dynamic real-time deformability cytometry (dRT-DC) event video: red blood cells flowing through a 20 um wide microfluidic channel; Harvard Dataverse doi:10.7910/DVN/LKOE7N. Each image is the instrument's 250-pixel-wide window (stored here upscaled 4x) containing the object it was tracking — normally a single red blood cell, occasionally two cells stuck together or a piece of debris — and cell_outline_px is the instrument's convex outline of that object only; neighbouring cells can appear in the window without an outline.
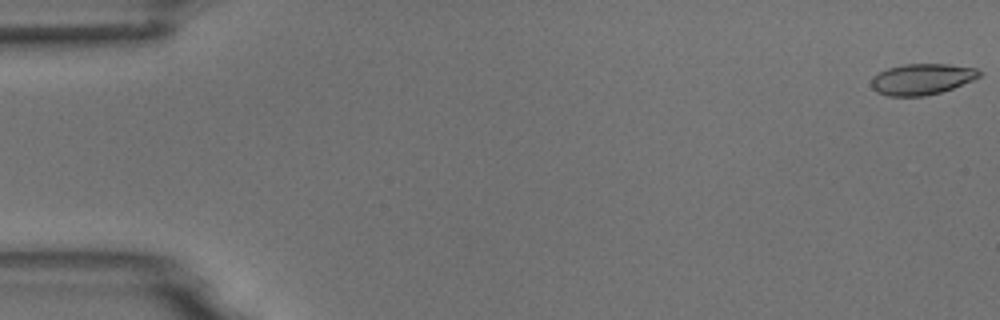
{"species": "common noctule bat (a hibernating species)", "species_latin": "Nyctalus noctula", "temperature_condition": "room temperature", "stored_images_in_passage": 47, "camera_frame_rate_fps": 3000, "um_per_image_px": 0.085, "animal": {"sex": "male", "body_mass_g": 18.8}, "frame": {"image": 1, "passage_image": 1, "time_ms": 0.0, "image_size_px": [1000, 320], "cell_outline_px": [[980, 76], [972, 80], [952, 88], [940, 92], [924, 96], [888, 96], [876, 92], [872, 88], [872, 76], [888, 68], [904, 64], [948, 64], [976, 68], [980, 72]], "centroid_in_image_um": [78.33, 6.73], "position_along_channel_um": 6.7, "area_um2": 19.36}}
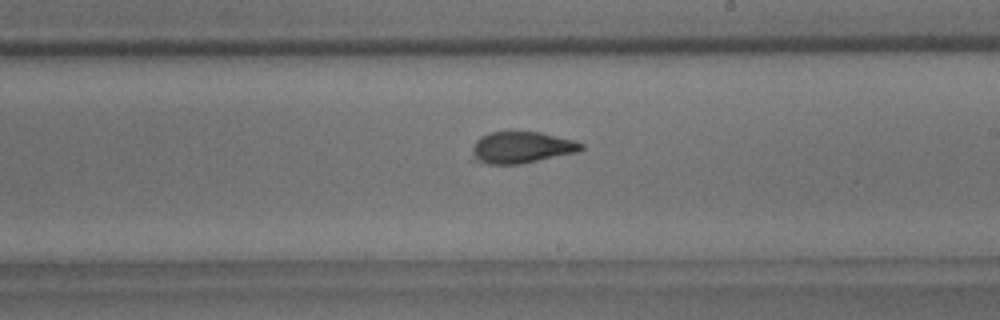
{"frame": {"image": 2, "passage_image": 32, "time_ms": 10.333, "image_size_px": [1000, 320], "cell_outline_px": [[584, 148], [580, 152], [520, 164], [488, 164], [468, 160], [472, 148], [476, 140], [480, 136], [488, 132], [540, 132], [576, 140], [584, 144]], "centroid_in_image_um": [44.3, 12.54], "position_along_channel_um": 244.7, "area_um2": 20.63}}
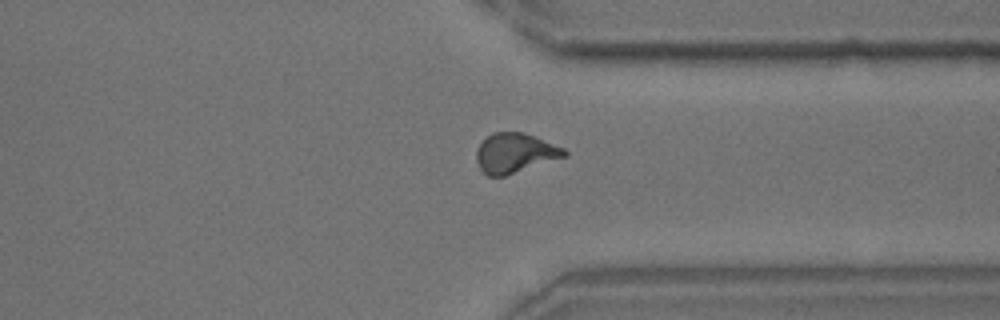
{"frame": {"image": 3, "passage_image": 42, "time_ms": 13.667, "image_size_px": [1000, 320], "cell_outline_px": [[568, 156], [504, 176], [488, 176], [480, 172], [476, 160], [476, 152], [480, 144], [492, 132], [520, 132], [536, 136], [564, 148], [568, 152]], "centroid_in_image_um": [43.77, 13.02], "position_along_channel_um": 367.6, "area_um2": 20.46}, "authors_computed_cell_mechanics": {"area_um2": 20.1722, "velocity_mm_per_s": 3.7051, "shape_relaxation_time_tau1_ms": 10.681, "shape_relaxation_time_tau2_ms": null, "deformation_change_tau1": 0.2391, "deformation_change_tau2": null}}